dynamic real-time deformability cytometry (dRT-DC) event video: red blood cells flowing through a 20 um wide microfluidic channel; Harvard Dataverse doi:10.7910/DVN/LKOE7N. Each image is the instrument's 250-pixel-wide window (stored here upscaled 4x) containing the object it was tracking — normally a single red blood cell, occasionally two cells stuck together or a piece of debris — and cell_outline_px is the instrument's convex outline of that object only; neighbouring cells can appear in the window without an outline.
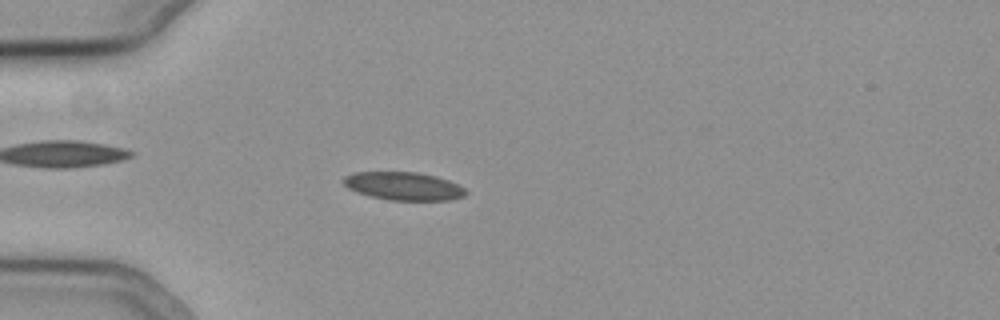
{"species": "common noctule bat (a hibernating species)", "species_latin": "Nyctalus noctula", "temperature_condition": "cold", "stored_images_in_passage": 48, "camera_frame_rate_fps": 3000, "um_per_image_px": 0.085, "animal": {"sex": "female", "body_mass_g": 19.3, "forearm_length_mm": 54.1}, "frame": {"image": 1, "passage_image": 9, "time_ms": 2.667, "image_size_px": [1000, 320], "cell_outline_px": [[468, 192], [464, 196], [448, 200], [388, 200], [356, 192], [348, 188], [340, 180], [344, 176], [352, 172], [416, 172], [436, 176], [460, 184]], "centroid_in_image_um": [34.29, 15.81], "position_along_channel_um": 50.7, "area_um2": 20.17}}
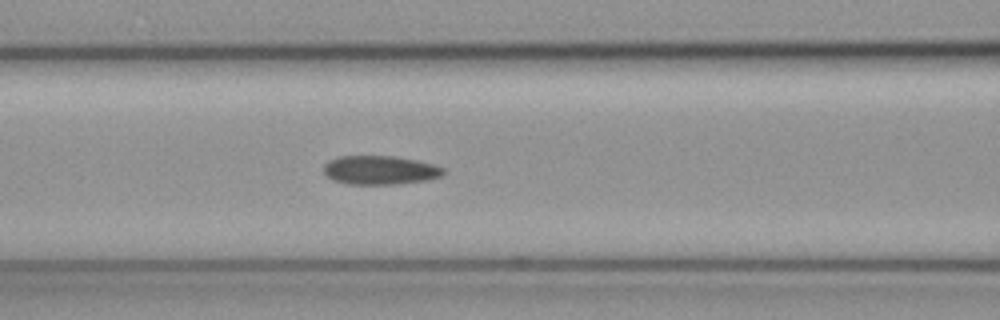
{"frame": {"image": 2, "passage_image": 17, "time_ms": 5.333, "image_size_px": [1000, 320], "cell_outline_px": [[444, 172], [440, 176], [428, 180], [396, 184], [348, 184], [332, 180], [324, 172], [324, 164], [328, 160], [340, 156], [392, 156], [416, 160], [436, 164], [444, 168]], "centroid_in_image_um": [32.3, 14.46], "position_along_channel_um": 134.3, "area_um2": 20.17}}
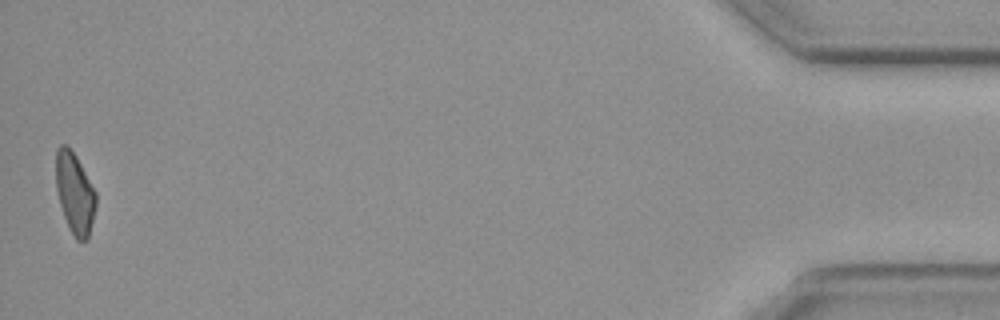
{"frame": {"image": 3, "passage_image": 48, "time_ms": 15.667, "image_size_px": [1000, 320], "cell_outline_px": [[96, 208], [88, 240], [76, 240], [68, 228], [60, 204], [56, 188], [56, 148], [60, 144], [64, 144], [76, 156], [96, 192]], "centroid_in_image_um": [6.36, 16.45], "position_along_channel_um": 428.8, "area_um2": 18.9}, "authors_computed_cell_mechanics": {"area_um2": 20.2011, "velocity_mm_per_s": 3.7651, "shape_relaxation_time_tau1_ms": null, "shape_relaxation_time_tau2_ms": 6.906, "deformation_change_tau1": null, "deformation_change_tau2": 0.155}}